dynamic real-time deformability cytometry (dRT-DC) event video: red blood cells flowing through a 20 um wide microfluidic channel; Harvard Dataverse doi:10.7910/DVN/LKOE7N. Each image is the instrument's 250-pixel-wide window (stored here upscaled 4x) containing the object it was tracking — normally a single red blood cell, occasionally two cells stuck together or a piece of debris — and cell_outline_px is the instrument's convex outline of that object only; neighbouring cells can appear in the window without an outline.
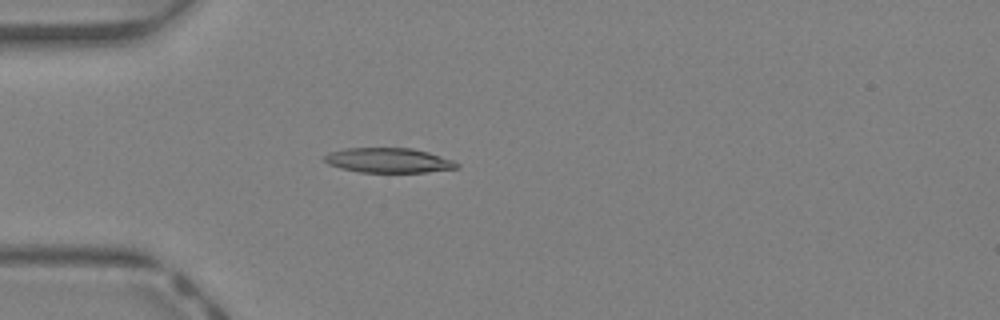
{"species": "Egyptian fruit bat (a non-hibernating species)", "species_latin": "Rousettus aegyptiacus", "temperature_condition": "warm", "stored_images_in_passage": 35, "camera_frame_rate_fps": 3000, "um_per_image_px": 0.085, "animal": {"sex": "female"}, "frame": {"image": 1, "passage_image": 9, "time_ms": 2.667, "image_size_px": [1000, 320], "cell_outline_px": [[460, 164], [456, 168], [428, 172], [360, 172], [340, 168], [328, 164], [324, 160], [324, 156], [328, 152], [348, 148], [412, 148], [428, 152], [452, 160]], "centroid_in_image_um": [33.0, 13.63], "position_along_channel_um": 52.0, "area_um2": 19.02}}
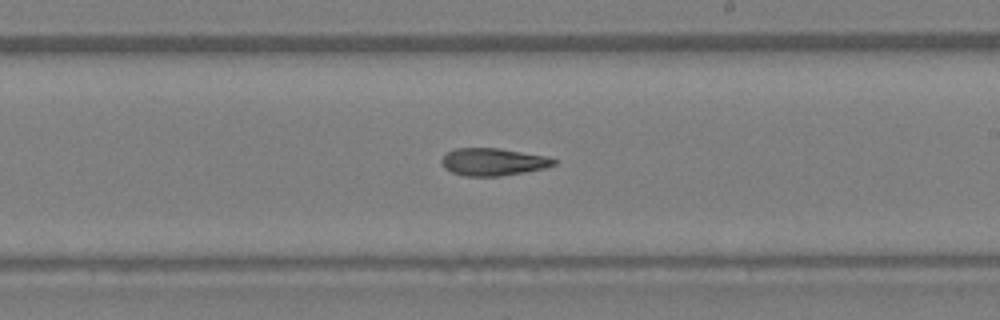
{"frame": {"image": 2, "passage_image": 22, "time_ms": 7.0, "image_size_px": [1000, 320], "cell_outline_px": [[556, 164], [544, 168], [524, 172], [500, 176], [464, 176], [452, 172], [444, 168], [440, 160], [448, 152], [456, 148], [496, 148], [544, 156], [556, 160]], "centroid_in_image_um": [41.87, 13.77], "position_along_channel_um": 247.1, "area_um2": 17.69}}
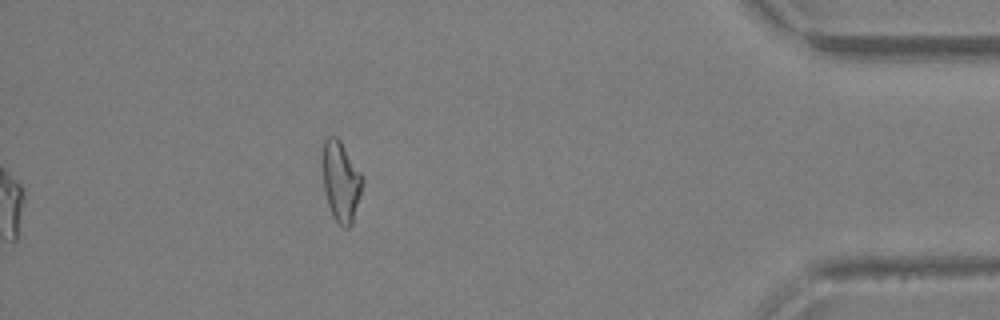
{"frame": {"image": 3, "passage_image": 35, "time_ms": 11.333, "image_size_px": [1000, 320], "cell_outline_px": [[364, 184], [352, 224], [348, 228], [344, 228], [332, 216], [328, 204], [324, 188], [324, 140], [328, 136], [336, 136], [340, 140], [364, 176]], "centroid_in_image_um": [29.03, 15.44], "position_along_channel_um": 406.2, "area_um2": 18.55}, "authors_computed_cell_mechanics": {"area_um2": 18.5538, "velocity_mm_per_s": 4.7719, "shape_relaxation_time_tau1_ms": null, "shape_relaxation_time_tau2_ms": 7.1444, "deformation_change_tau1": null, "deformation_change_tau2": 0.2106}}